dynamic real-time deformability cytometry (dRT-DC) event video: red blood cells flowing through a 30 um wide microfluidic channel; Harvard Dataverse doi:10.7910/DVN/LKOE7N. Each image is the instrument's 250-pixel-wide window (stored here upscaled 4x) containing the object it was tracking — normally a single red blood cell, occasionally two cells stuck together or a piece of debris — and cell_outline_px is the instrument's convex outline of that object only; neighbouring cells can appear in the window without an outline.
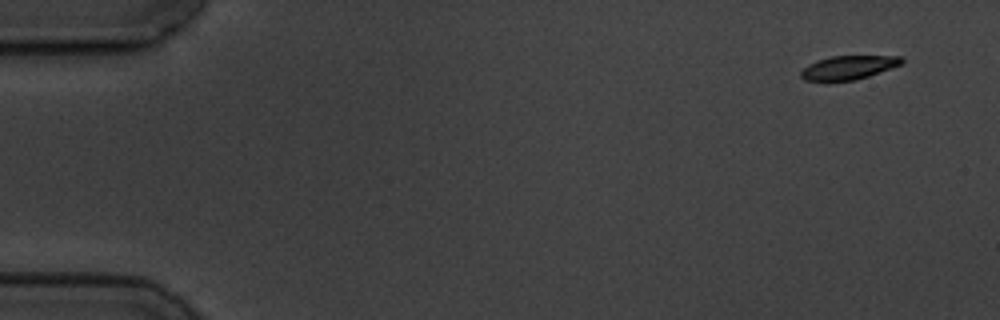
{"species": "common noctule bat (a hibernating species)", "species_latin": "Nyctalus noctula", "temperature_condition": "cold", "stored_images_in_passage": 4, "camera_frame_rate_fps": 3000, "um_per_image_px": 0.085, "animal": {"sex": "male", "body_mass_g": 19.5, "forearm_length_mm": 54.6}, "frame": {"image": 1, "passage_image": 1, "time_ms": 0.0, "image_size_px": [1000, 320], "cell_outline_px": [[904, 60], [900, 64], [868, 76], [856, 80], [828, 84], [804, 80], [800, 76], [800, 72], [808, 64], [816, 60], [832, 56], [900, 56]], "centroid_in_image_um": [72.0, 5.79], "position_along_channel_um": 13.0, "area_um2": 14.39}}